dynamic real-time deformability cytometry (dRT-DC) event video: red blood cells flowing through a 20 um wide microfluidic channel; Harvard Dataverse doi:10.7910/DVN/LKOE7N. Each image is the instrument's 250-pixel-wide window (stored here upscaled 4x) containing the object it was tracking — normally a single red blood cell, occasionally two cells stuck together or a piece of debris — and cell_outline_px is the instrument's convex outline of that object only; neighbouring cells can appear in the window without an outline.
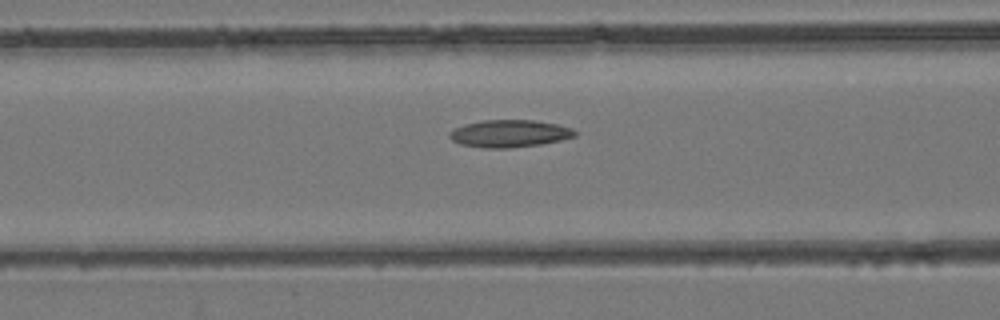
{"species": "common noctule bat (a hibernating species)", "species_latin": "Nyctalus noctula", "temperature_condition": "room temperature", "stored_images_in_passage": 22, "camera_frame_rate_fps": 3000, "um_per_image_px": 0.085, "animal": {"sex": "female", "body_mass_g": 24.6, "forearm_length_mm": 56.2}, "frame": {"image": 1, "passage_image": 19, "time_ms": 6.0, "image_size_px": [1000, 320], "cell_outline_px": [[576, 136], [560, 140], [540, 144], [508, 148], [484, 148], [460, 144], [452, 140], [448, 136], [448, 132], [464, 124], [480, 120], [532, 120], [556, 124], [572, 128], [576, 132]], "centroid_in_image_um": [43.27, 11.35], "position_along_channel_um": 123.3, "area_um2": 19.94}}
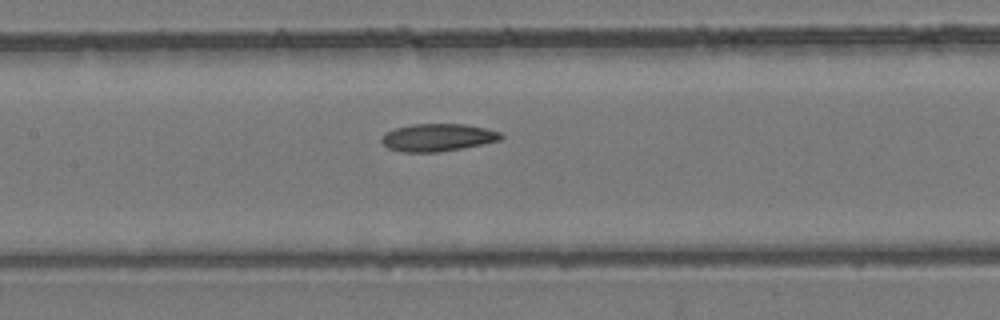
{"frame": {"image": 2, "passage_image": 22, "time_ms": 7.0, "image_size_px": [1000, 320], "cell_outline_px": [[504, 136], [500, 140], [460, 148], [436, 152], [404, 152], [388, 148], [380, 140], [380, 136], [384, 132], [396, 128], [412, 124], [464, 124], [484, 128], [500, 132]], "centroid_in_image_um": [37.15, 11.68], "position_along_channel_um": 170.2, "area_um2": 19.02}}